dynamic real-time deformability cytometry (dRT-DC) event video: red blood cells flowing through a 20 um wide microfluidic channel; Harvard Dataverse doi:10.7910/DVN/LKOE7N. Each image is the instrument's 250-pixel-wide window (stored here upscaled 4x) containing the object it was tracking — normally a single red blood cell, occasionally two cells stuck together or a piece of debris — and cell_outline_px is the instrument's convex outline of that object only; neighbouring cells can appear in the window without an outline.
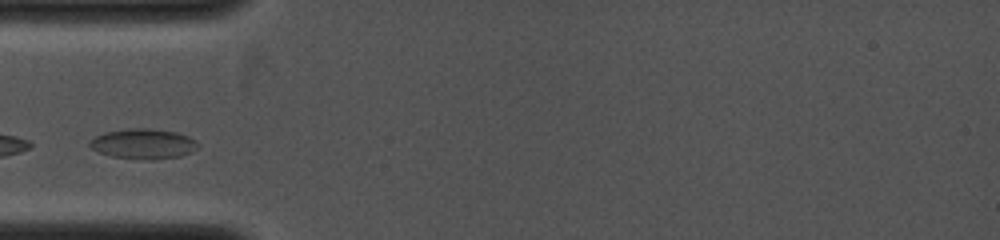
{"species": "common noctule bat (a hibernating species)", "species_latin": "Nyctalus noctula", "temperature_condition": "cold", "stored_images_in_passage": 5, "camera_frame_rate_fps": 4000, "um_per_image_px": 0.085, "animal": {"sex": "female", "body_mass_g": 19.0, "forearm_length_mm": 53.3}, "frame": {"image": 1, "passage_image": 1, "time_ms": 0.0, "image_size_px": [1000, 240], "cell_outline_px": [[200, 144], [192, 152], [180, 156], [152, 160], [144, 160], [112, 156], [100, 152], [92, 148], [88, 144], [96, 136], [104, 132], [128, 128], [148, 128], [176, 132], [188, 136], [196, 140]], "centroid_in_image_um": [12.21, 12.22], "position_along_channel_um": 72.8, "area_um2": 19.02}}